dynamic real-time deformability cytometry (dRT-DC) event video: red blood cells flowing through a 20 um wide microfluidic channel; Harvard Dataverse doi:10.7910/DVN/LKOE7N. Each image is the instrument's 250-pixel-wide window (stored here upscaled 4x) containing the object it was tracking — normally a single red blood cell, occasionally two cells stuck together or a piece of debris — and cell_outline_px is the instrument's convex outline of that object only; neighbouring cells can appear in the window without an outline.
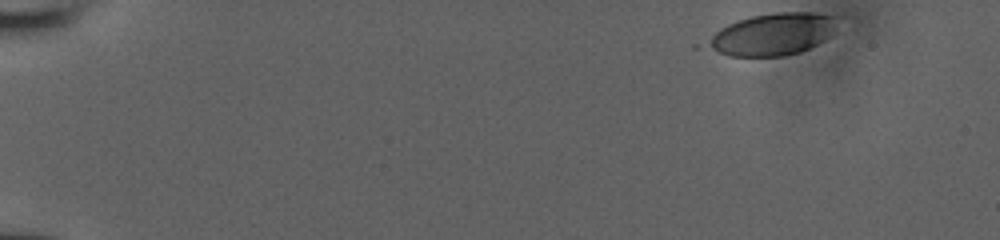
{"species": "human", "species_latin": "Homo sapiens", "temperature_condition": "room temperature", "stored_images_in_passage": 44, "camera_frame_rate_fps": 3000, "um_per_image_px": 0.085, "donor": {"sex": "male"}, "frame": {"image": 1, "passage_image": 1, "time_ms": 0.0, "image_size_px": [1000, 240], "cell_outline_px": [[836, 16], [832, 36], [800, 52], [784, 56], [728, 56], [704, 44], [720, 28], [728, 24], [752, 16], [776, 12], [812, 12]], "centroid_in_image_um": [65.69, 2.91], "position_along_channel_um": 19.3, "area_um2": 31.39}}
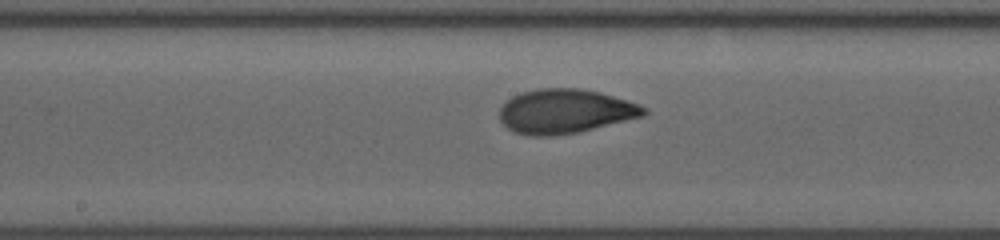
{"frame": {"image": 2, "passage_image": 25, "time_ms": 8.0, "image_size_px": [1000, 240], "cell_outline_px": [[648, 112], [644, 116], [576, 132], [552, 136], [532, 136], [512, 132], [500, 120], [500, 108], [512, 96], [520, 92], [540, 88], [580, 88], [600, 92], [628, 100], [640, 104], [648, 108]], "centroid_in_image_um": [48.04, 9.45], "position_along_channel_um": 200.2, "area_um2": 37.28}}
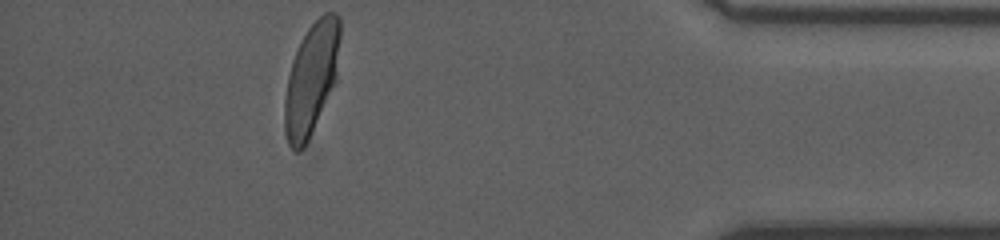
{"frame": {"image": 3, "passage_image": 43, "time_ms": 14.0, "image_size_px": [1000, 240], "cell_outline_px": [[340, 36], [336, 84], [304, 148], [300, 152], [296, 152], [288, 144], [284, 128], [284, 96], [288, 76], [292, 60], [308, 28], [324, 12], [336, 12], [340, 16]], "centroid_in_image_um": [26.47, 6.72], "position_along_channel_um": 408.7, "area_um2": 36.47}}